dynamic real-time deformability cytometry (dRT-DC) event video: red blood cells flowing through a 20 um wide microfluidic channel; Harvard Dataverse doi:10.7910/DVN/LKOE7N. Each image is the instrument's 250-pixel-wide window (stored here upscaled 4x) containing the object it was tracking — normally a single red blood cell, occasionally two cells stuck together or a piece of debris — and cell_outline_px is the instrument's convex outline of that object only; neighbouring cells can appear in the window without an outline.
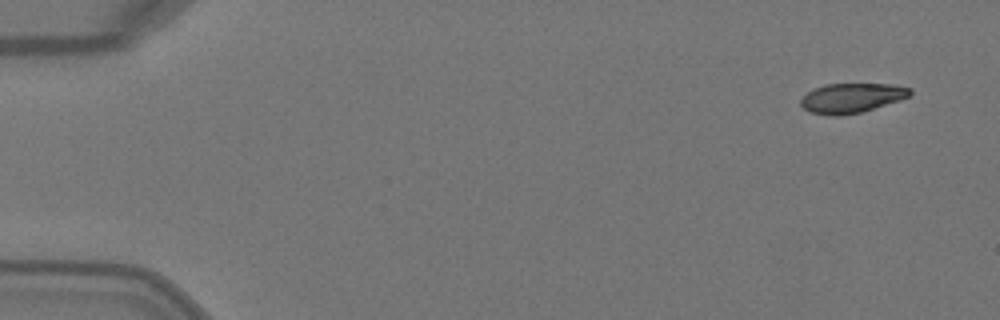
{"species": "Egyptian fruit bat (a non-hibernating species)", "species_latin": "Rousettus aegyptiacus", "temperature_condition": "warm", "stored_images_in_passage": 6, "camera_frame_rate_fps": 3000, "um_per_image_px": 0.085, "animal": {"sex": "female"}, "frame": {"image": 1, "passage_image": 1, "time_ms": 0.0, "image_size_px": [1000, 320], "cell_outline_px": [[912, 96], [900, 100], [860, 112], [836, 116], [832, 116], [808, 112], [800, 104], [800, 100], [808, 92], [824, 84], [892, 84], [912, 88]], "centroid_in_image_um": [72.41, 8.32], "position_along_channel_um": 12.6, "area_um2": 18.84}}
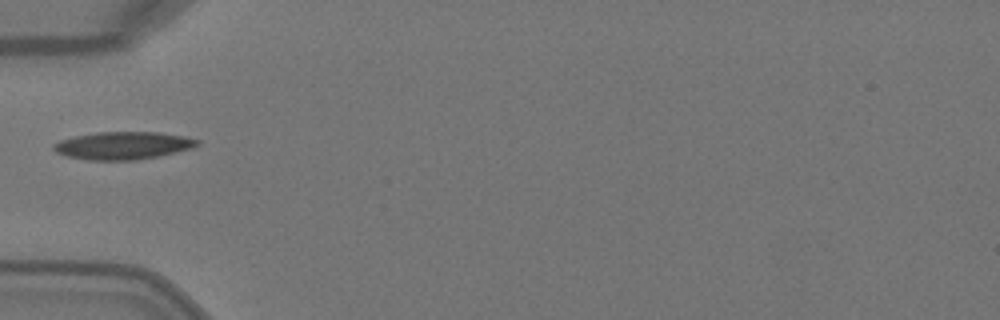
{"frame": {"image": 2, "passage_image": 4, "time_ms": 1.0, "image_size_px": [1000, 320], "cell_outline_px": [[200, 144], [192, 148], [156, 156], [136, 160], [88, 160], [68, 156], [56, 152], [52, 148], [52, 144], [60, 140], [76, 136], [96, 132], [160, 132], [184, 136], [200, 140]], "centroid_in_image_um": [10.45, 12.36], "position_along_channel_um": 74.5, "area_um2": 23.06}}
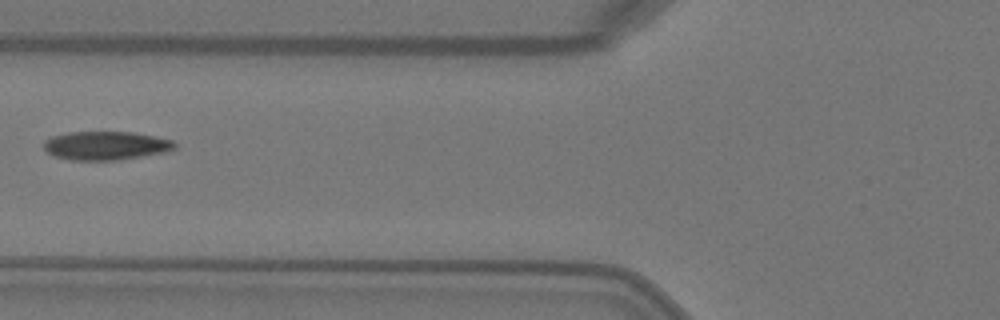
{"frame": {"image": 3, "passage_image": 5, "time_ms": 1.333, "image_size_px": [1000, 320], "cell_outline_px": [[176, 148], [164, 152], [120, 160], [72, 160], [56, 156], [48, 152], [44, 148], [44, 140], [52, 136], [68, 132], [136, 132], [172, 140], [176, 144]], "centroid_in_image_um": [9.0, 12.37], "position_along_channel_um": 116.8, "area_um2": 21.79}}